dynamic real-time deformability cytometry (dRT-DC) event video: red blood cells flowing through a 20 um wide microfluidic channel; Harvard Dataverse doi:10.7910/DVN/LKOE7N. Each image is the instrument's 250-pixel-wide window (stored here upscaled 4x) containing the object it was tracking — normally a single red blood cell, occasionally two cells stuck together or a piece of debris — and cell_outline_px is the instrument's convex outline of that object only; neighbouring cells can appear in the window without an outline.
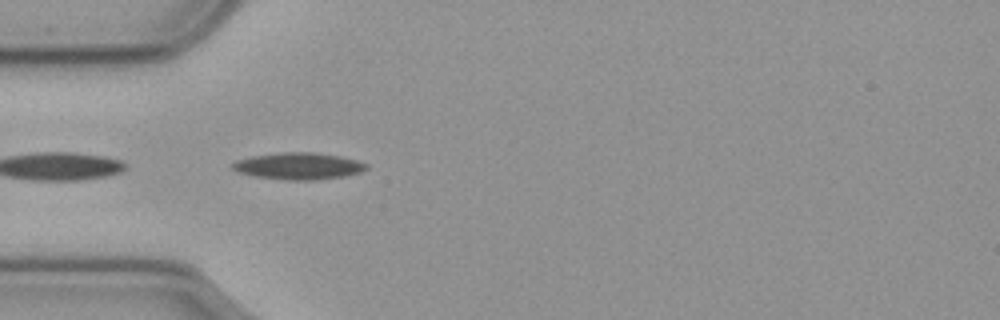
{"species": "common noctule bat (a hibernating species)", "species_latin": "Nyctalus noctula", "temperature_condition": "cold", "stored_images_in_passage": 12, "camera_frame_rate_fps": 3000, "um_per_image_px": 0.085, "animal": {"sex": "male", "body_mass_g": 23.1, "forearm_length_mm": 52.7}, "frame": {"image": 1, "passage_image": 1, "time_ms": 0.0, "image_size_px": [1000, 320], "cell_outline_px": [[368, 168], [360, 172], [344, 176], [312, 180], [292, 180], [256, 176], [240, 172], [232, 168], [232, 164], [236, 160], [252, 156], [284, 152], [312, 152], [340, 156], [356, 160], [368, 164]], "centroid_in_image_um": [25.4, 14.1], "position_along_channel_um": 59.6, "area_um2": 20.58}}